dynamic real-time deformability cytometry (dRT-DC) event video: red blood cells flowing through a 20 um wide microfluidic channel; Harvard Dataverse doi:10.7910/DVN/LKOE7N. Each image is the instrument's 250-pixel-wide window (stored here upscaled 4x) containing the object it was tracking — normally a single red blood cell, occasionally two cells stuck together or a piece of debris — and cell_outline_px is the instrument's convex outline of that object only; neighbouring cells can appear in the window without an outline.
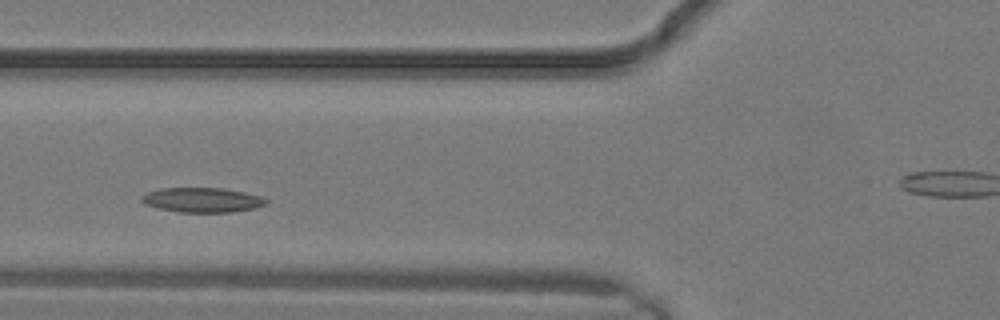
{"species": "common noctule bat (a hibernating species)", "species_latin": "Nyctalus noctula", "temperature_condition": "warm", "stored_images_in_passage": 26, "camera_frame_rate_fps": 3000, "um_per_image_px": 0.085, "animal": {"sex": "male", "body_mass_g": 19.2, "forearm_length_mm": 51.8}, "frame": {"image": 1, "passage_image": 8, "time_ms": 2.333, "image_size_px": [1000, 320], "cell_outline_px": [[268, 200], [264, 204], [252, 208], [232, 212], [180, 212], [156, 208], [144, 204], [140, 200], [140, 196], [148, 192], [160, 188], [220, 188], [244, 192], [260, 196]], "centroid_in_image_um": [17.11, 16.99], "position_along_channel_um": 108.7, "area_um2": 17.8}}
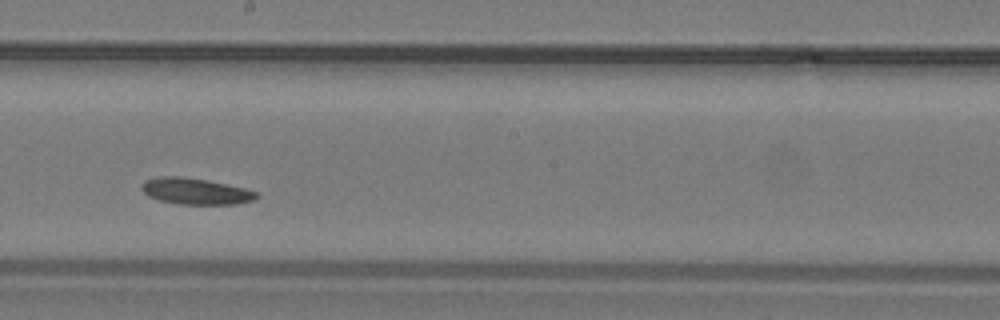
{"frame": {"image": 2, "passage_image": 13, "time_ms": 4.0, "image_size_px": [1000, 320], "cell_outline_px": [[260, 196], [256, 200], [236, 204], [180, 204], [160, 200], [148, 196], [144, 192], [144, 184], [148, 180], [160, 176], [176, 176], [204, 180], [244, 188], [256, 192]], "centroid_in_image_um": [16.69, 16.27], "position_along_channel_um": 231.5, "area_um2": 17.11}}
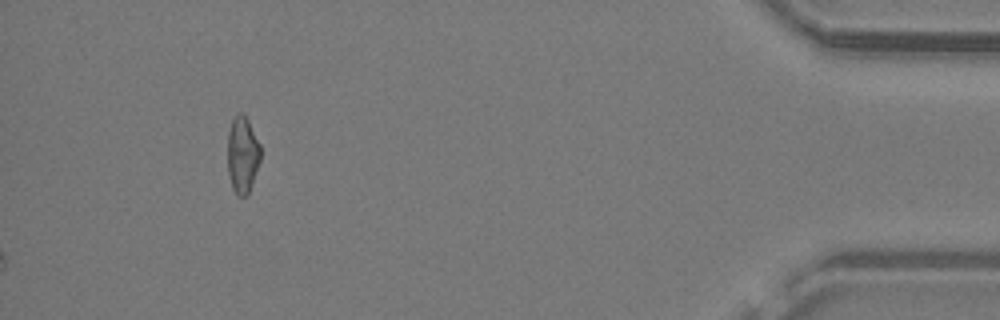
{"frame": {"image": 3, "passage_image": 26, "time_ms": 8.333, "image_size_px": [1000, 320], "cell_outline_px": [[260, 160], [248, 192], [244, 196], [240, 196], [232, 188], [228, 172], [228, 132], [232, 120], [240, 112], [248, 120], [260, 144]], "centroid_in_image_um": [20.6, 13.13], "position_along_channel_um": 414.6, "area_um2": 14.33}}